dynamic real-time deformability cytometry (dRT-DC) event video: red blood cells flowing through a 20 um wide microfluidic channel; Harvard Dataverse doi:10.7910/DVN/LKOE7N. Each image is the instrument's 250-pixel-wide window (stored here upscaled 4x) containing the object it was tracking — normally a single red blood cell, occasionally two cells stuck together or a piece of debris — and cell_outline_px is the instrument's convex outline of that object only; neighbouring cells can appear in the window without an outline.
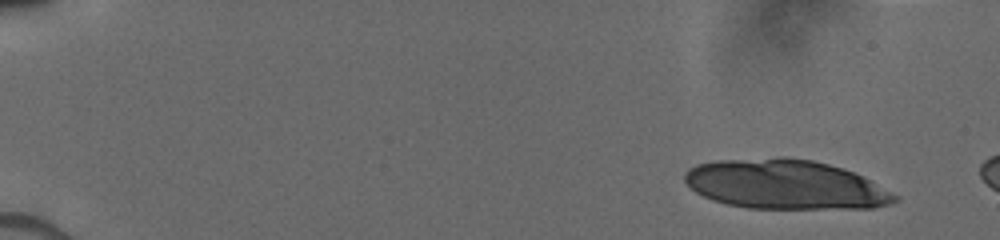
{"species": "human", "species_latin": "Homo sapiens", "temperature_condition": "cold", "stored_images_in_passage": 4, "camera_frame_rate_fps": 3000, "um_per_image_px": 0.085, "donor": {"sex": "male"}, "frame": {"image": 1, "passage_image": 1, "time_ms": 0.0, "image_size_px": [1000, 240], "cell_outline_px": [[900, 200], [892, 204], [872, 208], [748, 208], [728, 204], [712, 200], [696, 192], [684, 180], [684, 172], [688, 168], [696, 164], [720, 160], [780, 156], [812, 160], [828, 164], [864, 176], [900, 196]], "centroid_in_image_um": [66.77, 15.68], "position_along_channel_um": 18.2, "area_um2": 60.75}}